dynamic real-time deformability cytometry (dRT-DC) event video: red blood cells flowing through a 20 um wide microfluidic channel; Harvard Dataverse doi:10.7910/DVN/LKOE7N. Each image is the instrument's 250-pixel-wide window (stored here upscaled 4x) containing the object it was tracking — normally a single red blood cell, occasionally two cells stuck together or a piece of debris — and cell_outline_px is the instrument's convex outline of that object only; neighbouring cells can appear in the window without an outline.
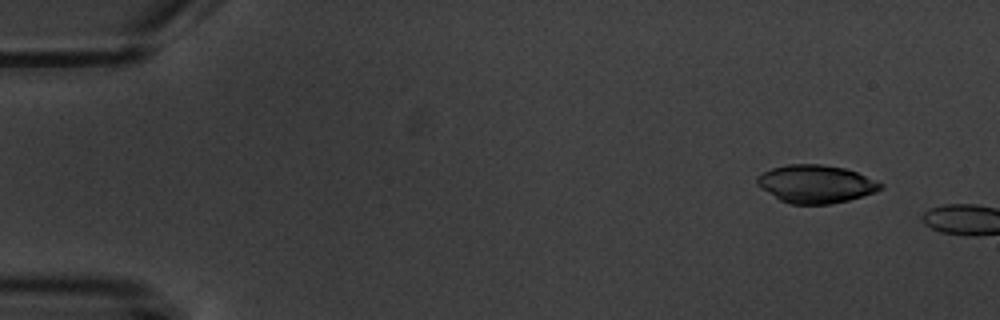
{"species": "common noctule bat (a hibernating species)", "species_latin": "Nyctalus noctula", "temperature_condition": "warm", "stored_images_in_passage": 2, "camera_frame_rate_fps": 3000, "um_per_image_px": 0.085, "animal": {"sex": "male", "body_mass_g": 20.1, "forearm_length_mm": 53.5}, "frame": {"image": 1, "passage_image": 1, "time_ms": 0.0, "image_size_px": [1000, 320], "cell_outline_px": [[884, 188], [876, 192], [848, 200], [832, 204], [792, 204], [780, 200], [760, 188], [756, 184], [756, 176], [772, 168], [788, 164], [820, 164], [844, 168], [856, 172], [884, 184]], "centroid_in_image_um": [69.33, 15.64], "position_along_channel_um": 15.7, "area_um2": 27.34}}